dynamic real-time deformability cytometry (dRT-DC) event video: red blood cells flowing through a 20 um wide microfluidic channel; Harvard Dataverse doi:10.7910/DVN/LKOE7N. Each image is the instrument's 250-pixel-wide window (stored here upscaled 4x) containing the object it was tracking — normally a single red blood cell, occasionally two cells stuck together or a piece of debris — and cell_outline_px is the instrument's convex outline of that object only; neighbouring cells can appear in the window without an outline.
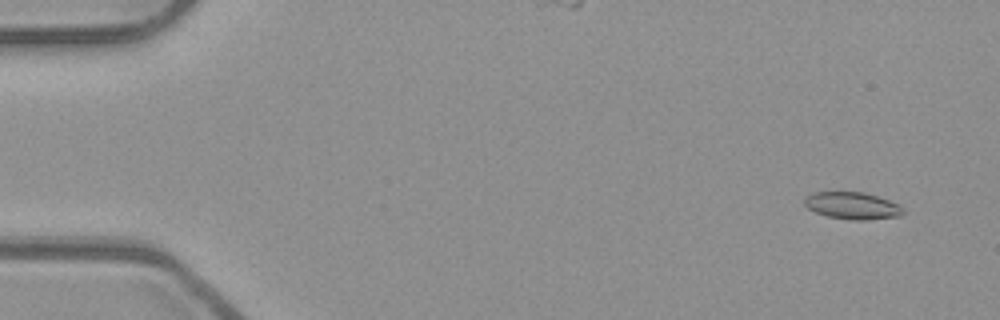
{"species": "common noctule bat (a hibernating species)", "species_latin": "Nyctalus noctula", "temperature_condition": "room temperature", "stored_images_in_passage": 55, "segment_of_instrument_passage": [1, 2], "camera_frame_rate_fps": 3000, "um_per_image_px": 0.085, "animal": {"sex": "male", "body_mass_g": 23.1, "forearm_length_mm": 52.7}, "frame": {"image": 1, "passage_image": 4, "time_ms": 1.0, "image_size_px": [1000, 320], "cell_outline_px": [[904, 212], [900, 216], [868, 220], [852, 220], [828, 216], [816, 212], [808, 208], [804, 204], [804, 196], [812, 192], [864, 192], [888, 200], [904, 208]], "centroid_in_image_um": [72.43, 17.48], "position_along_channel_um": 12.6, "area_um2": 15.55}}
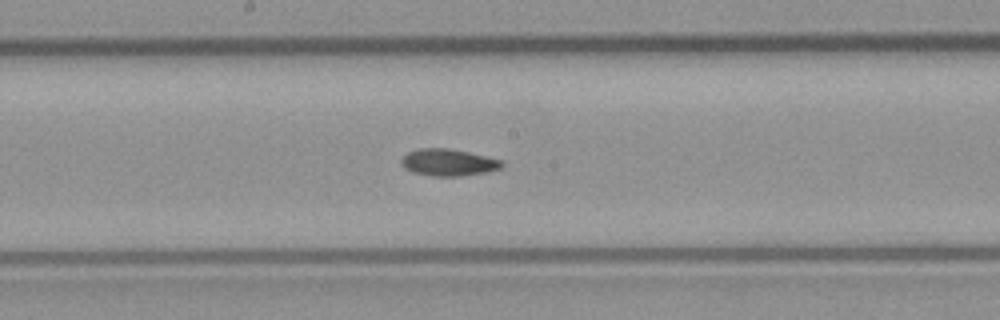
{"frame": {"image": 2, "passage_image": 29, "time_ms": 9.333, "image_size_px": [1000, 320], "cell_outline_px": [[504, 164], [500, 168], [488, 172], [460, 176], [432, 176], [412, 172], [404, 168], [400, 164], [400, 160], [408, 152], [420, 148], [448, 148], [468, 152], [504, 160]], "centroid_in_image_um": [38.11, 13.81], "position_along_channel_um": 210.1, "area_um2": 15.9}}
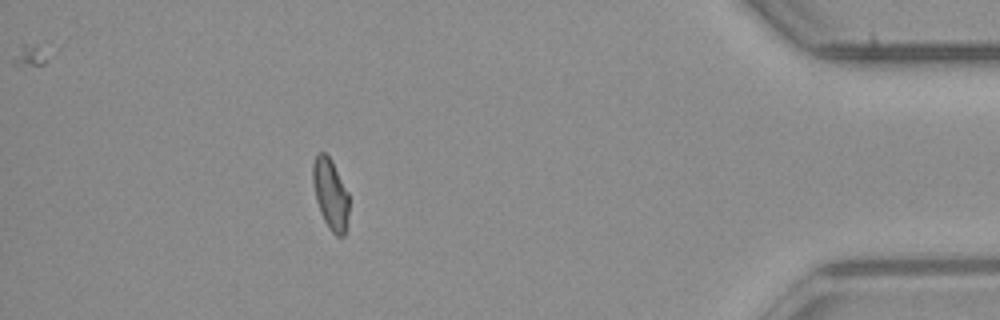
{"frame": {"image": 3, "passage_image": 48, "time_ms": 15.667, "image_size_px": [1000, 320], "cell_outline_px": [[348, 216], [344, 236], [336, 236], [328, 228], [320, 212], [316, 200], [312, 180], [312, 164], [316, 156], [320, 152], [324, 152], [332, 160], [348, 192]], "centroid_in_image_um": [28.08, 16.49], "position_along_channel_um": 407.1, "area_um2": 14.91}}